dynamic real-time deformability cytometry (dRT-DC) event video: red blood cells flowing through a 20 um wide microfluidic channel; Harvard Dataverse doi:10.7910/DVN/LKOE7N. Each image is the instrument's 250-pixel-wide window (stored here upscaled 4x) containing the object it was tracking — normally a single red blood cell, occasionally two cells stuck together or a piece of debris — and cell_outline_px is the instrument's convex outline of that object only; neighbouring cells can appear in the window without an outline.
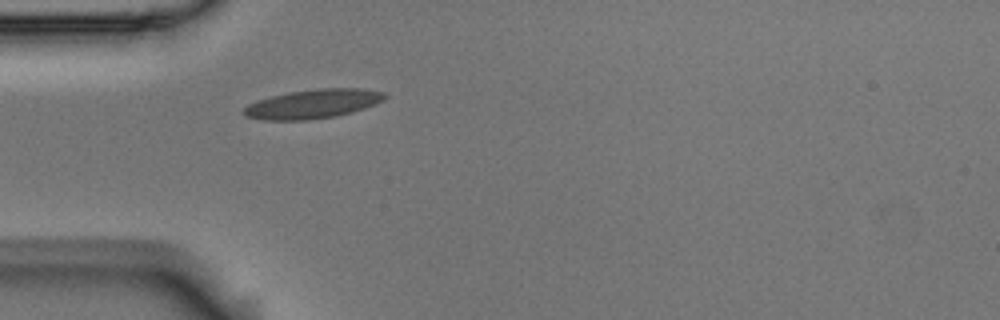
{"species": "Egyptian fruit bat (a non-hibernating species)", "species_latin": "Rousettus aegyptiacus", "temperature_condition": "room temperature", "stored_images_in_passage": 40, "camera_frame_rate_fps": 3000, "um_per_image_px": 0.085, "animal": {"sex": "male"}, "frame": {"image": 1, "passage_image": 1, "time_ms": 0.0, "image_size_px": [1000, 320], "cell_outline_px": [[388, 96], [384, 100], [364, 108], [352, 112], [336, 116], [308, 120], [264, 120], [244, 116], [240, 112], [248, 104], [256, 100], [288, 92], [316, 88], [360, 88], [384, 92]], "centroid_in_image_um": [26.57, 8.83], "position_along_channel_um": 58.4, "area_um2": 24.1}}
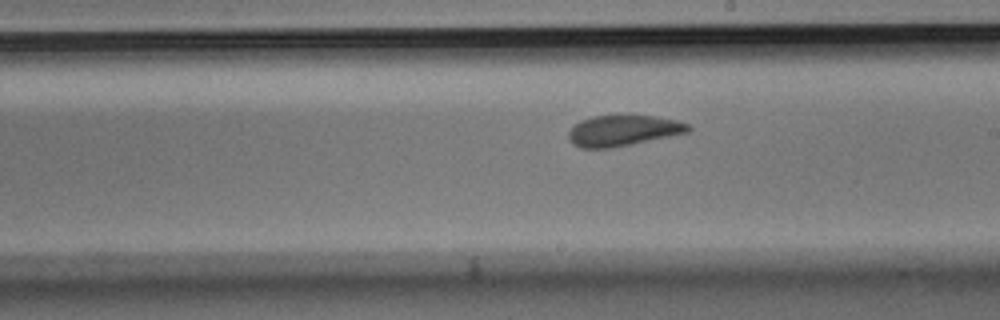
{"frame": {"image": 2, "passage_image": 16, "time_ms": 5.0, "image_size_px": [1000, 320], "cell_outline_px": [[692, 128], [688, 132], [612, 148], [580, 148], [568, 136], [568, 132], [580, 120], [592, 116], [656, 116], [676, 120], [688, 124]], "centroid_in_image_um": [52.97, 11.09], "position_along_channel_um": 236.0, "area_um2": 21.1}}
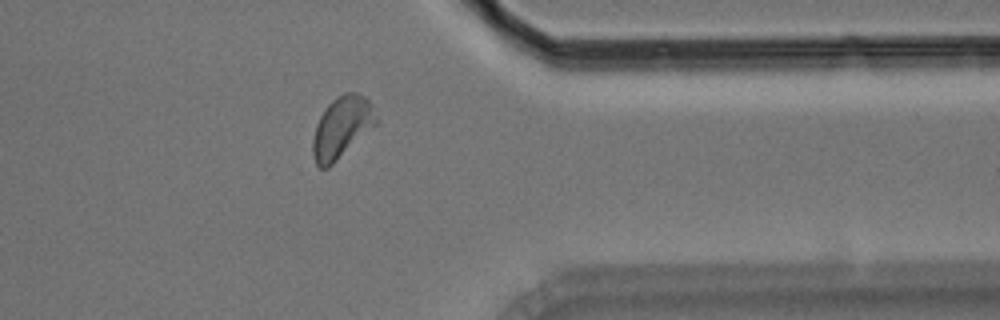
{"frame": {"image": 3, "passage_image": 29, "time_ms": 9.333, "image_size_px": [1000, 320], "cell_outline_px": [[380, 120], [376, 124], [328, 168], [320, 168], [316, 164], [312, 156], [312, 140], [316, 124], [320, 116], [328, 104], [336, 96], [344, 92], [356, 92], [364, 96], [372, 104]], "centroid_in_image_um": [29.05, 10.8], "position_along_channel_um": 382.4, "area_um2": 22.77}, "authors_computed_cell_mechanics": {"area_um2": 21.7039, "velocity_mm_per_s": 3.6088, "shape_relaxation_time_tau1_ms": 7.3412, "shape_relaxation_time_tau2_ms": 1.6022, "deformation_change_tau1": 0.1545, "deformation_change_tau2": 0.0493}}